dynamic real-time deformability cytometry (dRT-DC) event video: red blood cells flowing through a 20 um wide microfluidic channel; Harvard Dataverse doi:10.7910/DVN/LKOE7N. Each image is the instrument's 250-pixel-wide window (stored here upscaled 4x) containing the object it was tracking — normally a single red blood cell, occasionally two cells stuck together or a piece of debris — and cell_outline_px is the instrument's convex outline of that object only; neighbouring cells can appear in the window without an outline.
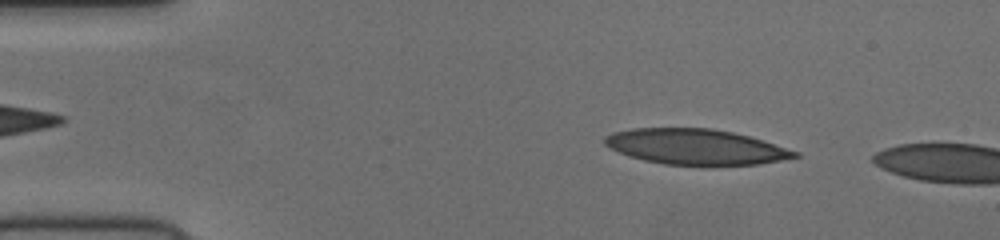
{"species": "human", "species_latin": "Homo sapiens", "temperature_condition": "cold", "stored_images_in_passage": 11, "camera_frame_rate_fps": 3000, "um_per_image_px": 0.085, "donor": {"sex": "female"}, "frame": {"image": 1, "passage_image": 7, "time_ms": 2.0, "image_size_px": [1000, 240], "cell_outline_px": [[800, 156], [756, 164], [664, 164], [644, 160], [620, 152], [604, 144], [604, 136], [616, 132], [632, 128], [708, 128], [732, 132], [748, 136], [800, 152]], "centroid_in_image_um": [59.12, 12.46], "position_along_channel_um": 25.9, "area_um2": 38.38}}